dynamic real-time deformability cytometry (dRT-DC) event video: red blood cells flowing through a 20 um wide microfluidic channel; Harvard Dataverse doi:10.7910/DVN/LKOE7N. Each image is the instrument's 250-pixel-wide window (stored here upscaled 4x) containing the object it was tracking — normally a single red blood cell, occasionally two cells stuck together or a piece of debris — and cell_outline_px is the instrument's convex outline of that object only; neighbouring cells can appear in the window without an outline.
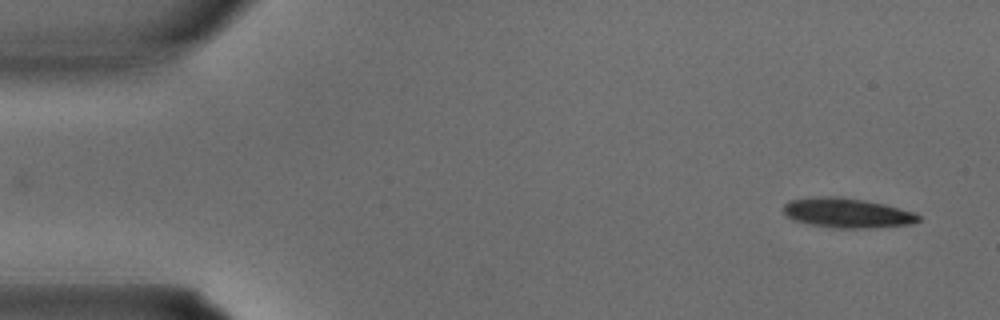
{"species": "common noctule bat (a hibernating species)", "species_latin": "Nyctalus noctula", "temperature_condition": "warm", "stored_images_in_passage": 33, "camera_frame_rate_fps": 3000, "um_per_image_px": 0.085, "animal": {"sex": "male", "body_mass_g": 15.6}, "frame": {"image": 1, "passage_image": 1, "time_ms": 0.0, "image_size_px": [1000, 320], "cell_outline_px": [[920, 220], [912, 224], [876, 228], [832, 228], [808, 224], [792, 220], [784, 216], [784, 204], [788, 200], [812, 196], [840, 196], [884, 204], [916, 212], [920, 216]], "centroid_in_image_um": [71.98, 18.1], "position_along_channel_um": 13.0, "area_um2": 23.87}}
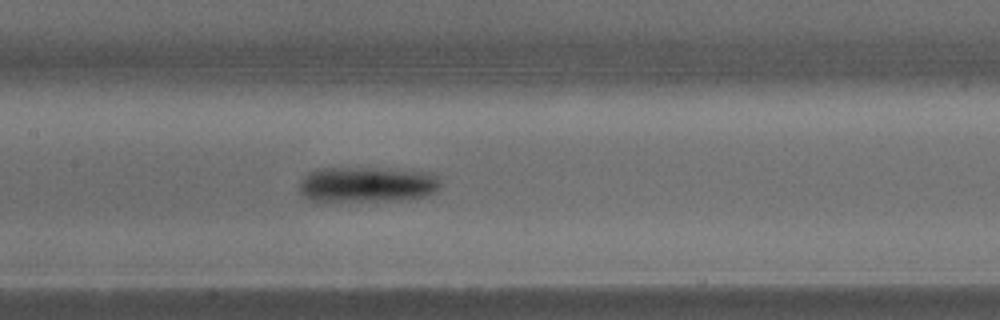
{"frame": {"image": 2, "passage_image": 15, "time_ms": 4.667, "image_size_px": [1000, 320], "cell_outline_px": [[440, 188], [436, 192], [428, 196], [396, 200], [308, 200], [300, 192], [300, 180], [308, 172], [316, 168], [364, 168], [436, 172], [440, 180]], "centroid_in_image_um": [31.25, 15.66], "position_along_channel_um": 176.2, "area_um2": 29.19}}
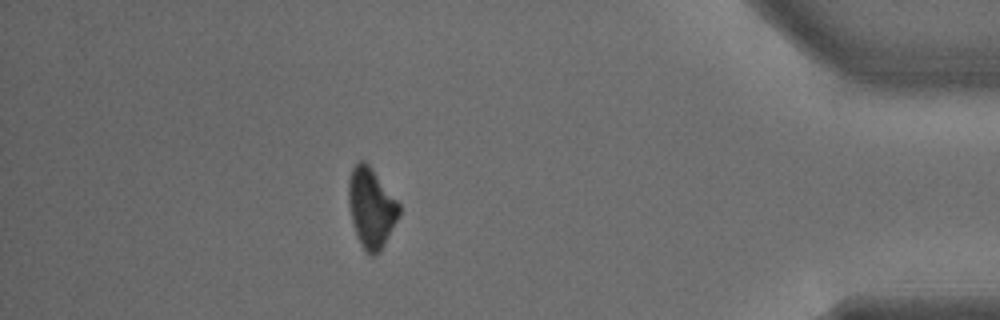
{"frame": {"image": 3, "passage_image": 29, "time_ms": 9.333, "image_size_px": [1000, 320], "cell_outline_px": [[400, 216], [380, 252], [376, 256], [368, 256], [364, 252], [360, 244], [352, 224], [348, 204], [348, 180], [352, 168], [360, 160], [364, 160], [368, 164], [400, 204]], "centroid_in_image_um": [31.54, 17.72], "position_along_channel_um": 403.7, "area_um2": 23.81}}